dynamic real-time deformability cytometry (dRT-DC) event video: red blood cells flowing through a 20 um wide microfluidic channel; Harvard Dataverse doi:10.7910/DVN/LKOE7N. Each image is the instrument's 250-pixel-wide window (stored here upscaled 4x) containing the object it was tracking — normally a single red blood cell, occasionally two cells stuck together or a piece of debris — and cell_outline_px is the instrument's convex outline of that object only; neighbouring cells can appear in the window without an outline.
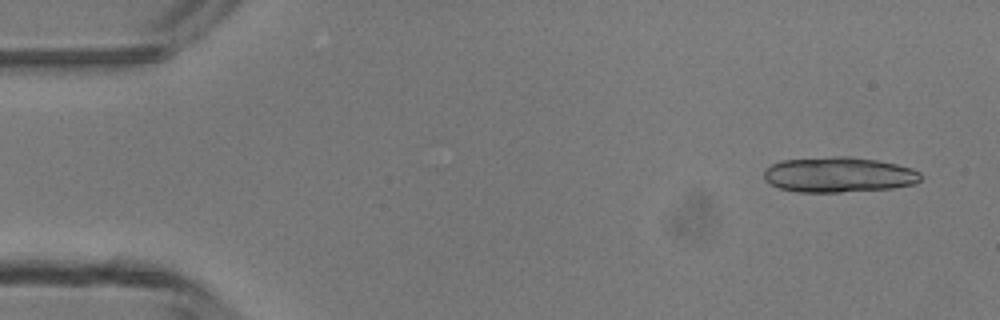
{"species": "common noctule bat (a hibernating species)", "species_latin": "Nyctalus noctula", "temperature_condition": "room temperature", "stored_images_in_passage": 5, "camera_frame_rate_fps": 3000, "um_per_image_px": 0.085, "animal": {"sex": "male", "body_mass_g": 13.3}, "frame": {"image": 1, "passage_image": 1, "time_ms": 0.0, "image_size_px": [1000, 320], "cell_outline_px": [[920, 180], [912, 184], [892, 188], [840, 192], [796, 192], [780, 188], [764, 180], [764, 172], [772, 164], [780, 160], [832, 156], [848, 156], [876, 160], [896, 164], [912, 168], [920, 172]], "centroid_in_image_um": [71.27, 14.84], "position_along_channel_um": 13.7, "area_um2": 32.19}}
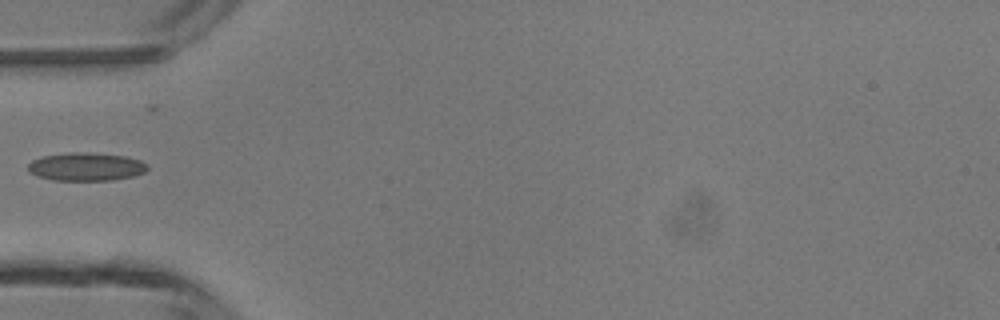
{"frame": {"image": 2, "passage_image": 5, "time_ms": 4.333, "image_size_px": [1000, 320], "cell_outline_px": [[148, 168], [144, 172], [132, 176], [112, 180], [52, 180], [36, 176], [28, 172], [28, 164], [32, 160], [40, 156], [68, 152], [88, 152], [124, 156], [140, 160], [148, 164]], "centroid_in_image_um": [7.27, 14.16], "position_along_channel_um": 77.7, "area_um2": 19.77}}